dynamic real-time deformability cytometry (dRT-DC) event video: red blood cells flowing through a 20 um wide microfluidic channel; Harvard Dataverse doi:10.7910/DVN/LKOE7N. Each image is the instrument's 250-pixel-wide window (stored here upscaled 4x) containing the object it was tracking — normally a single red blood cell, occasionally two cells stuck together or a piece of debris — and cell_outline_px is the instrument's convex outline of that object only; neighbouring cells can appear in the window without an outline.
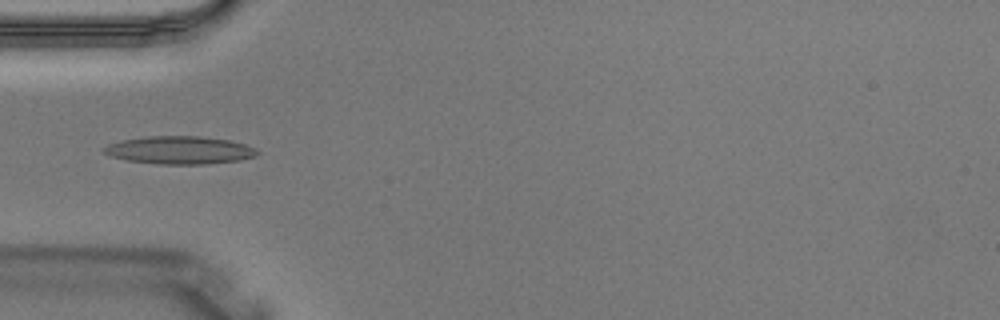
{"species": "Egyptian fruit bat (a non-hibernating species)", "species_latin": "Rousettus aegyptiacus", "temperature_condition": "warm", "stored_images_in_passage": 3, "camera_frame_rate_fps": 3000, "um_per_image_px": 0.085, "animal": {"sex": "male"}, "frame": {"image": 1, "passage_image": 3, "time_ms": 0.667, "image_size_px": [1000, 320], "cell_outline_px": [[260, 152], [256, 156], [240, 160], [204, 164], [160, 164], [128, 160], [108, 156], [100, 148], [108, 144], [120, 140], [148, 136], [200, 136], [228, 140], [244, 144], [256, 148]], "centroid_in_image_um": [15.24, 12.76], "position_along_channel_um": 69.8, "area_um2": 24.97}}